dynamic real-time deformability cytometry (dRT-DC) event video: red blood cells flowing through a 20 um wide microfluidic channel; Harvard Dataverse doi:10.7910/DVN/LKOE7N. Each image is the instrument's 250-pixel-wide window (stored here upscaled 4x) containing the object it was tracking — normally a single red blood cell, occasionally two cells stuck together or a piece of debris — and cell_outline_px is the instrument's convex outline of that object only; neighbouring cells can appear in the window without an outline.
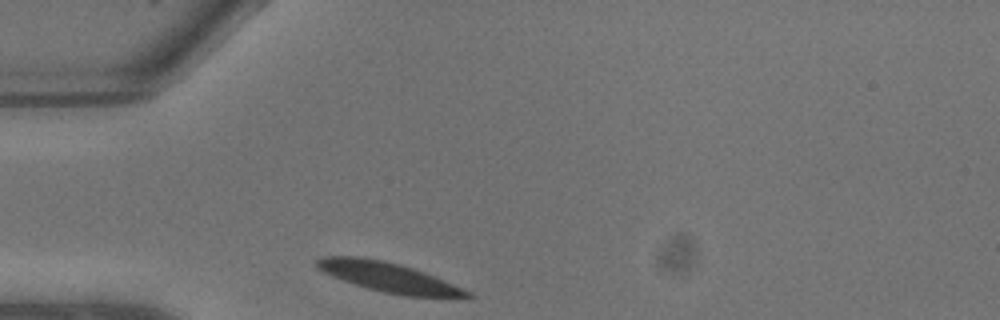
{"species": "common noctule bat (a hibernating species)", "species_latin": "Nyctalus noctula", "temperature_condition": "warm", "stored_images_in_passage": 3, "camera_frame_rate_fps": 3000, "um_per_image_px": 0.085, "animal": {"sex": "male", "body_mass_g": 13.3}, "frame": {"image": 1, "passage_image": 1, "time_ms": 0.0, "image_size_px": [1000, 320], "cell_outline_px": [[472, 296], [468, 300], [404, 296], [384, 292], [368, 288], [332, 276], [316, 268], [316, 260], [324, 256], [356, 256], [380, 260], [400, 264], [424, 272], [472, 292]], "centroid_in_image_um": [33.15, 23.61], "position_along_channel_um": 51.8, "area_um2": 26.24}}
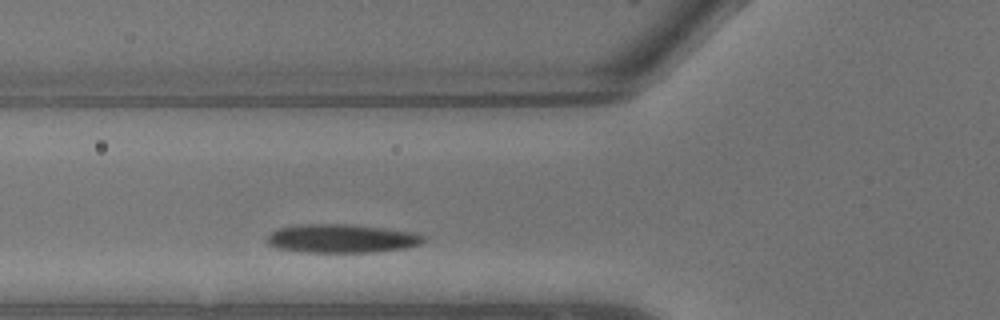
{"frame": {"image": 2, "passage_image": 3, "time_ms": 0.667, "image_size_px": [1000, 320], "cell_outline_px": [[424, 240], [420, 244], [408, 248], [376, 252], [300, 252], [276, 248], [268, 244], [268, 236], [276, 228], [300, 224], [352, 224], [384, 228], [412, 232], [424, 236]], "centroid_in_image_um": [29.03, 20.27], "position_along_channel_um": 96.8, "area_um2": 26.24}}